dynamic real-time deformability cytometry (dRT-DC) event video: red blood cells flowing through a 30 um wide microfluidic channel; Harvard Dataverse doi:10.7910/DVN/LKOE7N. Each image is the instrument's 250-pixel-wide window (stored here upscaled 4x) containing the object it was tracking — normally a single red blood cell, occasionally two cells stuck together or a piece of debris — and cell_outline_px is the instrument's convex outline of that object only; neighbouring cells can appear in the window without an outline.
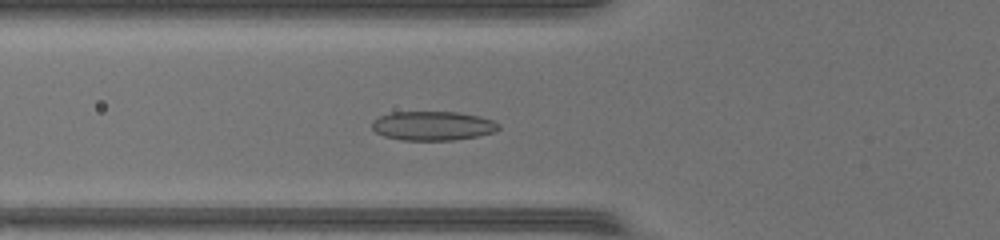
{"species": "common noctule bat (a hibernating species)", "species_latin": "Nyctalus noctula", "temperature_condition": "warm", "stored_images_in_passage": 40, "camera_frame_rate_fps": 3000, "um_per_image_px": 0.085, "animal": {"sex": "female", "body_mass_g": 17.0, "forearm_length_mm": 48.0}, "frame": {"image": 1, "passage_image": 9, "time_ms": 2.667, "image_size_px": [1000, 240], "cell_outline_px": [[500, 128], [496, 132], [476, 136], [452, 140], [400, 140], [384, 136], [376, 132], [372, 128], [372, 120], [380, 116], [392, 112], [456, 112], [480, 116], [492, 120], [500, 124]], "centroid_in_image_um": [36.79, 10.69], "position_along_channel_um": 89.0, "area_um2": 21.56}}
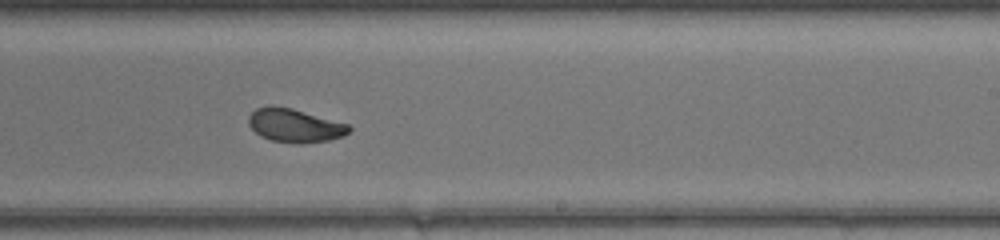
{"frame": {"image": 2, "passage_image": 21, "time_ms": 6.667, "image_size_px": [1000, 240], "cell_outline_px": [[352, 128], [344, 136], [328, 140], [300, 144], [272, 140], [260, 136], [248, 124], [248, 116], [256, 108], [292, 108], [348, 124]], "centroid_in_image_um": [25.08, 10.7], "position_along_channel_um": 263.9, "area_um2": 19.13}}
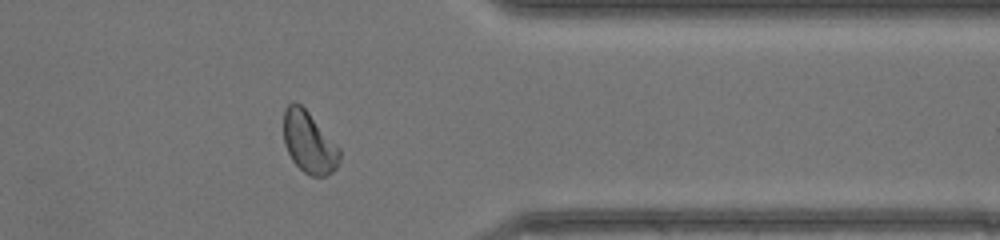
{"frame": {"image": 3, "passage_image": 30, "time_ms": 9.667, "image_size_px": [1000, 240], "cell_outline_px": [[340, 160], [336, 168], [332, 172], [324, 176], [312, 176], [304, 172], [292, 160], [284, 144], [284, 108], [288, 104], [300, 104], [308, 112], [340, 148]], "centroid_in_image_um": [26.27, 12.12], "position_along_channel_um": 385.1, "area_um2": 19.83}, "authors_computed_cell_mechanics": {"area_um2": 20.23, "velocity_mm_per_s": 4.3606, "shape_relaxation_time_tau1_ms": 4.2021, "shape_relaxation_time_tau2_ms": 1.4614, "deformation_change_tau1": 0.1552, "deformation_change_tau2": 0.0475}}